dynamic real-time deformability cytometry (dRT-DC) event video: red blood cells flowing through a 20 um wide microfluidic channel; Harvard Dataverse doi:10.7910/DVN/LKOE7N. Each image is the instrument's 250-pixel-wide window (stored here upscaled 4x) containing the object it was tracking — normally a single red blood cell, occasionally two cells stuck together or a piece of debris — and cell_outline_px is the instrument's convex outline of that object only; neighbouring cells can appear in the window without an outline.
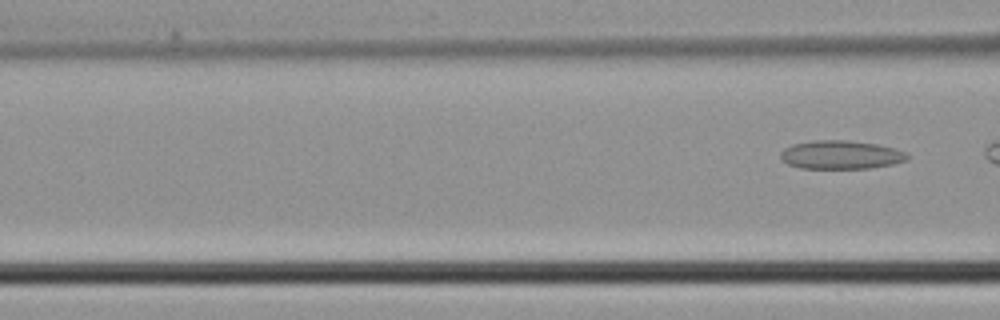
{"species": "common noctule bat (a hibernating species)", "species_latin": "Nyctalus noctula", "temperature_condition": "cold", "stored_images_in_passage": 4, "camera_frame_rate_fps": 3000, "um_per_image_px": 0.085, "animal": {"sex": "male", "body_mass_g": 21.5, "forearm_length_mm": 52.0}, "frame": {"image": 1, "passage_image": 4, "time_ms": 1.0, "image_size_px": [1000, 320], "cell_outline_px": [[908, 160], [892, 164], [872, 168], [800, 168], [788, 164], [780, 156], [780, 152], [784, 148], [792, 144], [812, 140], [848, 140], [876, 144], [908, 152]], "centroid_in_image_um": [71.47, 13.15], "position_along_channel_um": 95.1, "area_um2": 21.1}}